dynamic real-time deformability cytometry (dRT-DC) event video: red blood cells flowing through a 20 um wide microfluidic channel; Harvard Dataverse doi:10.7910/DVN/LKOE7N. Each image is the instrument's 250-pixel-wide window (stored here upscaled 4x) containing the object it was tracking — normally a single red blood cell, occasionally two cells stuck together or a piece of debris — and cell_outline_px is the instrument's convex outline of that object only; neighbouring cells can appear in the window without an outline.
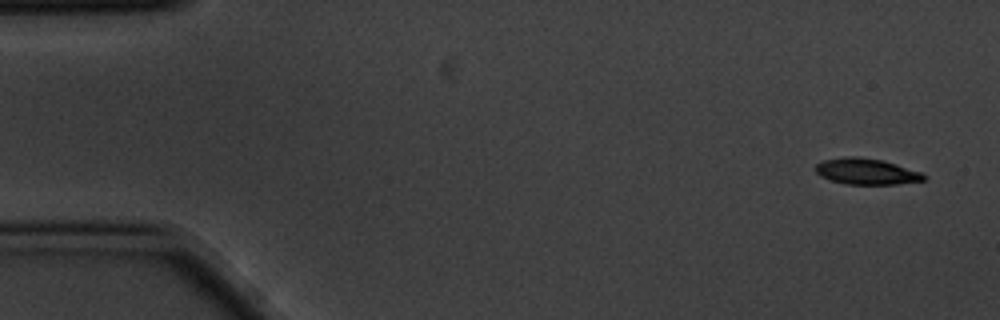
{"species": "common noctule bat (a hibernating species)", "species_latin": "Nyctalus noctula", "temperature_condition": "cold", "stored_images_in_passage": 4, "camera_frame_rate_fps": 3000, "um_per_image_px": 0.085, "animal": {"sex": "male", "body_mass_g": 20.1, "forearm_length_mm": 53.5}, "frame": {"image": 1, "passage_image": 1, "time_ms": 0.0, "image_size_px": [1000, 320], "cell_outline_px": [[924, 180], [896, 184], [848, 184], [832, 180], [820, 176], [816, 172], [816, 164], [824, 160], [844, 156], [856, 156], [884, 160], [924, 172]], "centroid_in_image_um": [73.67, 14.56], "position_along_channel_um": 11.3, "area_um2": 16.47}}